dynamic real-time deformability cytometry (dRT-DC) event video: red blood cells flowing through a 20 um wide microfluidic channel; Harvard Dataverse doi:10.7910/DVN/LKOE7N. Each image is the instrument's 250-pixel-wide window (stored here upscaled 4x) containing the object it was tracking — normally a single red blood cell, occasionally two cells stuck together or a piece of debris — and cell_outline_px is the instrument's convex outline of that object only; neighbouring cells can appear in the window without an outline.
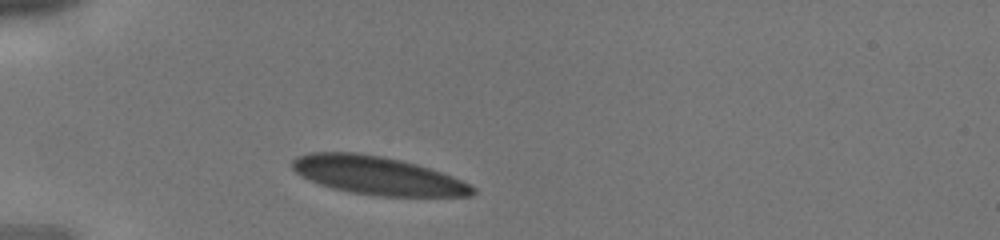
{"species": "human", "species_latin": "Homo sapiens", "temperature_condition": "cold", "stored_images_in_passage": 25, "camera_frame_rate_fps": 3000, "um_per_image_px": 0.085, "donor": {"sex": "male"}, "frame": {"image": 1, "passage_image": 1, "time_ms": 0.0, "image_size_px": [1000, 240], "cell_outline_px": [[476, 192], [472, 196], [376, 196], [352, 192], [332, 188], [320, 184], [300, 176], [292, 168], [292, 160], [296, 156], [308, 152], [356, 152], [380, 156], [400, 160], [432, 168], [452, 176], [476, 188]], "centroid_in_image_um": [32.07, 14.91], "position_along_channel_um": 52.9, "area_um2": 40.23}}
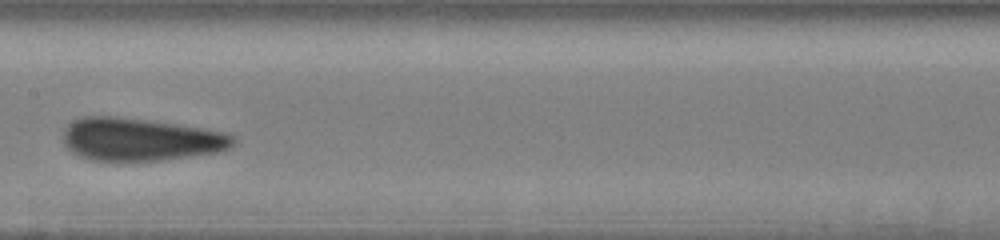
{"frame": {"image": 2, "passage_image": 11, "time_ms": 3.333, "image_size_px": [1000, 240], "cell_outline_px": [[236, 140], [228, 148], [216, 152], [164, 160], [92, 160], [76, 156], [64, 144], [64, 128], [68, 124], [84, 116], [112, 116], [152, 120], [224, 132], [232, 136]], "centroid_in_image_um": [11.88, 11.84], "position_along_channel_um": 195.5, "area_um2": 42.08}}
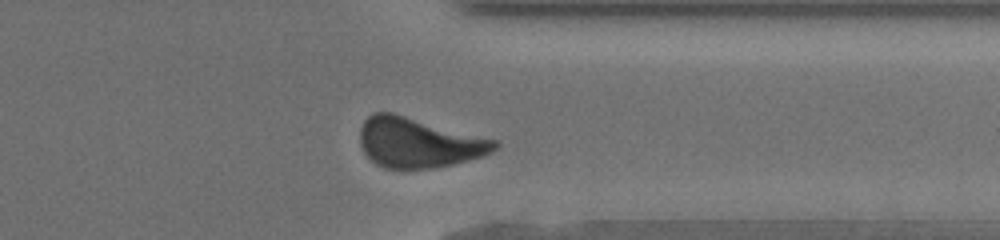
{"frame": {"image": 3, "passage_image": 22, "time_ms": 7.0, "image_size_px": [1000, 240], "cell_outline_px": [[500, 144], [492, 152], [484, 156], [452, 164], [432, 168], [384, 168], [376, 164], [364, 152], [360, 144], [360, 128], [364, 120], [372, 112], [392, 112], [496, 140]], "centroid_in_image_um": [35.56, 12.12], "position_along_channel_um": 375.8, "area_um2": 39.02}}